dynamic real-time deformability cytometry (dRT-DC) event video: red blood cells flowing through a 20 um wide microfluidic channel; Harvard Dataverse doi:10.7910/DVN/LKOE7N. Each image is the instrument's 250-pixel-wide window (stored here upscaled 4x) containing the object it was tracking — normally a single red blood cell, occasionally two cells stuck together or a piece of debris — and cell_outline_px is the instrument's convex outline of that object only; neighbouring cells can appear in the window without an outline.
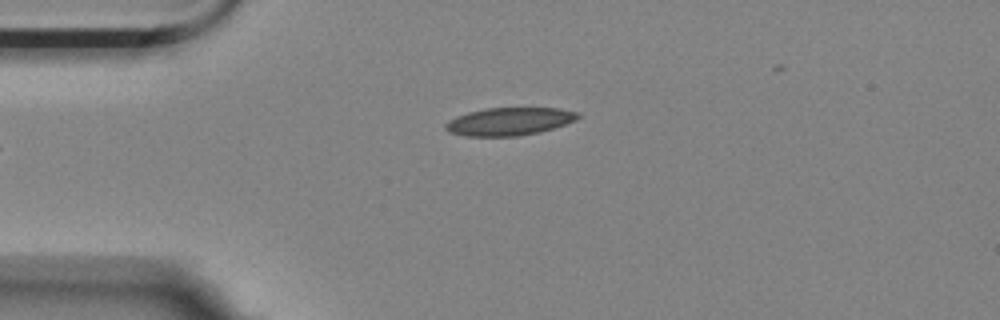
{"species": "Egyptian fruit bat (a non-hibernating species)", "species_latin": "Rousettus aegyptiacus", "temperature_condition": "room temperature", "stored_images_in_passage": 37, "camera_frame_rate_fps": 3000, "um_per_image_px": 0.085, "animal": {"sex": "female"}, "frame": {"image": 1, "passage_image": 1, "time_ms": 0.0, "image_size_px": [1000, 320], "cell_outline_px": [[580, 116], [576, 120], [552, 128], [536, 132], [516, 136], [464, 136], [448, 132], [444, 128], [444, 124], [448, 120], [456, 116], [468, 112], [484, 108], [560, 108], [576, 112]], "centroid_in_image_um": [43.22, 10.32], "position_along_channel_um": 41.8, "area_um2": 21.39}}
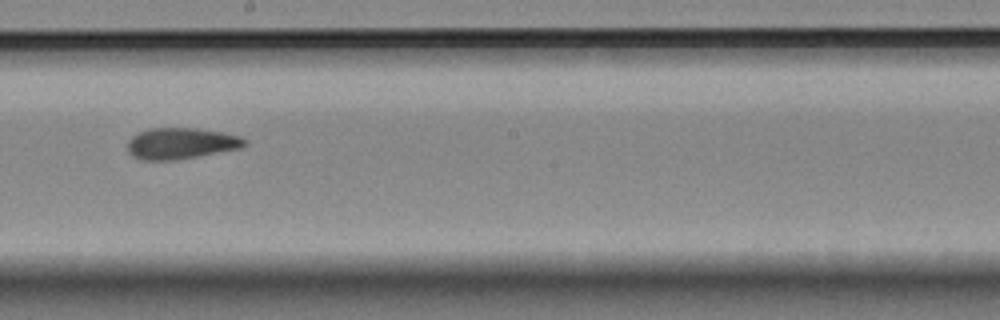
{"frame": {"image": 2, "passage_image": 19, "time_ms": 6.0, "image_size_px": [1000, 320], "cell_outline_px": [[248, 144], [244, 148], [200, 156], [176, 160], [144, 160], [132, 156], [128, 152], [128, 140], [132, 136], [148, 128], [196, 128], [224, 132], [240, 136], [248, 140]], "centroid_in_image_um": [15.45, 12.19], "position_along_channel_um": 232.8, "area_um2": 21.68}}
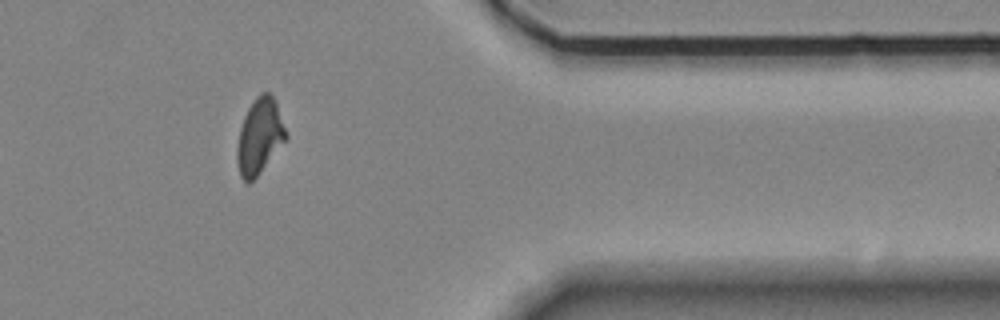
{"frame": {"image": 3, "passage_image": 34, "time_ms": 11.0, "image_size_px": [1000, 320], "cell_outline_px": [[288, 136], [256, 176], [248, 184], [240, 176], [236, 160], [236, 148], [240, 128], [244, 116], [248, 108], [256, 96], [260, 92], [268, 92], [276, 100]], "centroid_in_image_um": [22.04, 11.55], "position_along_channel_um": 389.4, "area_um2": 21.27}, "authors_computed_cell_mechanics": {"area_um2": 21.3282, "velocity_mm_per_s": 3.5208, "shape_relaxation_time_tau1_ms": null, "shape_relaxation_time_tau2_ms": 4.1116, "deformation_change_tau1": null, "deformation_change_tau2": 0.0934}}